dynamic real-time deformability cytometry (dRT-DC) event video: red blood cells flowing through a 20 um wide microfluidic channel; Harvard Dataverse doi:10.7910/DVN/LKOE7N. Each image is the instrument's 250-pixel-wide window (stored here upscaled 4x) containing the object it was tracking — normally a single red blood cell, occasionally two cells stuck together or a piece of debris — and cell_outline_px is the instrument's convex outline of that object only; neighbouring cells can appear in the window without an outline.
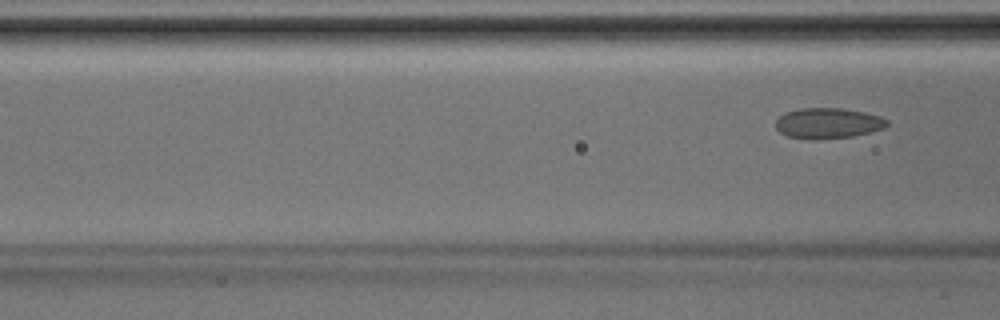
{"species": "Egyptian fruit bat (a non-hibernating species)", "species_latin": "Rousettus aegyptiacus", "temperature_condition": "room temperature", "stored_images_in_passage": 4, "camera_frame_rate_fps": 3000, "um_per_image_px": 0.085, "animal": {"sex": "male"}, "frame": {"image": 1, "passage_image": 4, "time_ms": 1.0, "image_size_px": [1000, 320], "cell_outline_px": [[888, 124], [884, 128], [852, 136], [816, 140], [808, 140], [788, 136], [780, 132], [776, 128], [776, 120], [784, 112], [800, 108], [844, 108], [864, 112], [880, 116], [888, 120]], "centroid_in_image_um": [70.35, 10.47], "position_along_channel_um": 96.2, "area_um2": 19.94}}